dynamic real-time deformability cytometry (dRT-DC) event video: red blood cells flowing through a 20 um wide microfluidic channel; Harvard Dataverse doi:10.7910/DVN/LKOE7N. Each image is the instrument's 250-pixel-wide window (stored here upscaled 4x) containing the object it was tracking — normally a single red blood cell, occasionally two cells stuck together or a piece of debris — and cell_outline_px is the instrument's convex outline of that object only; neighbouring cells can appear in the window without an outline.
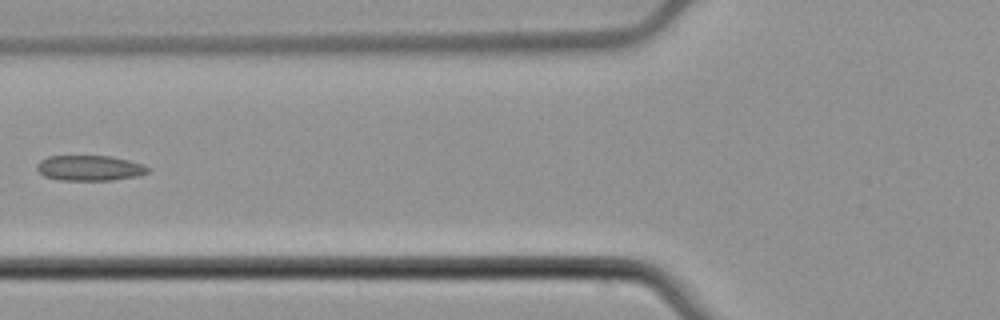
{"species": "common noctule bat (a hibernating species)", "species_latin": "Nyctalus noctula", "temperature_condition": "cold", "stored_images_in_passage": 6, "camera_frame_rate_fps": 3000, "um_per_image_px": 0.085, "animal": {"sex": "male", "body_mass_g": 21.5, "forearm_length_mm": 52.0}, "frame": {"image": 1, "passage_image": 6, "time_ms": 1.667, "image_size_px": [1000, 320], "cell_outline_px": [[152, 168], [148, 172], [136, 176], [112, 180], [60, 180], [44, 176], [36, 168], [36, 164], [40, 160], [48, 156], [112, 156], [144, 164]], "centroid_in_image_um": [7.63, 14.28], "position_along_channel_um": 118.2, "area_um2": 16.47}}